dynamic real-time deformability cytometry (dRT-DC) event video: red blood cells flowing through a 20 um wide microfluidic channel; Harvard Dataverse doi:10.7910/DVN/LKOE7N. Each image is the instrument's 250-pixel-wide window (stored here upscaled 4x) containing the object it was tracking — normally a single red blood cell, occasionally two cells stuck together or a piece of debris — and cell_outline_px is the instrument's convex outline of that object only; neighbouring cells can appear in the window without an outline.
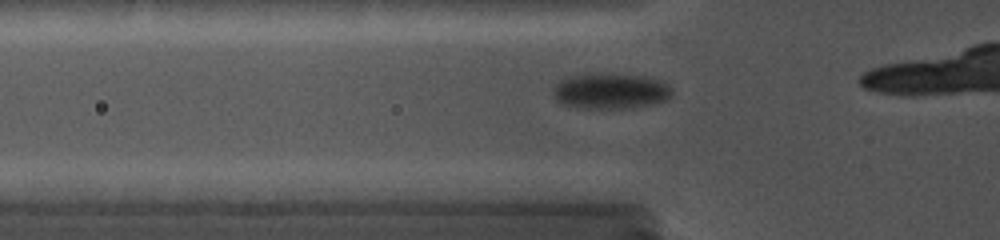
{"species": "common noctule bat (a hibernating species)", "species_latin": "Nyctalus noctula", "temperature_condition": "cold", "stored_images_in_passage": 27, "camera_frame_rate_fps": 5000, "um_per_image_px": 0.085, "animal": {"sex": "female", "body_mass_g": 19.0, "forearm_length_mm": 56.7}, "frame": {"image": 1, "passage_image": 17, "time_ms": 2.2, "image_size_px": [1000, 240], "cell_outline_px": [[672, 96], [668, 100], [652, 104], [632, 108], [576, 108], [564, 104], [556, 100], [552, 92], [556, 84], [560, 80], [572, 76], [600, 72], [652, 76], [668, 84], [672, 88]], "centroid_in_image_um": [51.95, 7.72], "position_along_channel_um": 73.9, "area_um2": 25.32}}